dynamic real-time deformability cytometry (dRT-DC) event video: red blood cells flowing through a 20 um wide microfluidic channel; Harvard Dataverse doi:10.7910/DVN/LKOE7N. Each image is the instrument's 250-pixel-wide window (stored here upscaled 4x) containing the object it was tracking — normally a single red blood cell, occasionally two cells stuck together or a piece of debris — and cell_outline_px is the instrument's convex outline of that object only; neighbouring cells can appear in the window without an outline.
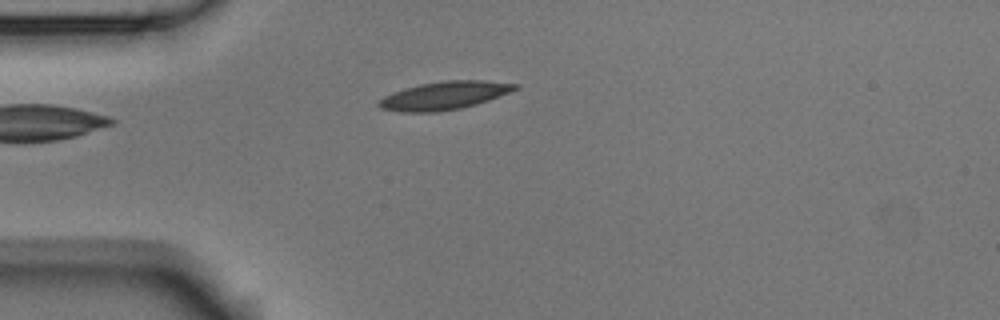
{"species": "Egyptian fruit bat (a non-hibernating species)", "species_latin": "Rousettus aegyptiacus", "temperature_condition": "room temperature", "stored_images_in_passage": 4, "camera_frame_rate_fps": 3000, "um_per_image_px": 0.085, "animal": {"sex": "male"}, "frame": {"image": 1, "passage_image": 4, "time_ms": 1.0, "image_size_px": [1000, 320], "cell_outline_px": [[520, 88], [488, 100], [476, 104], [460, 108], [436, 112], [404, 112], [380, 108], [376, 104], [384, 96], [392, 92], [420, 84], [444, 80], [484, 80], [520, 84]], "centroid_in_image_um": [37.78, 8.11], "position_along_channel_um": 47.2, "area_um2": 22.25}}